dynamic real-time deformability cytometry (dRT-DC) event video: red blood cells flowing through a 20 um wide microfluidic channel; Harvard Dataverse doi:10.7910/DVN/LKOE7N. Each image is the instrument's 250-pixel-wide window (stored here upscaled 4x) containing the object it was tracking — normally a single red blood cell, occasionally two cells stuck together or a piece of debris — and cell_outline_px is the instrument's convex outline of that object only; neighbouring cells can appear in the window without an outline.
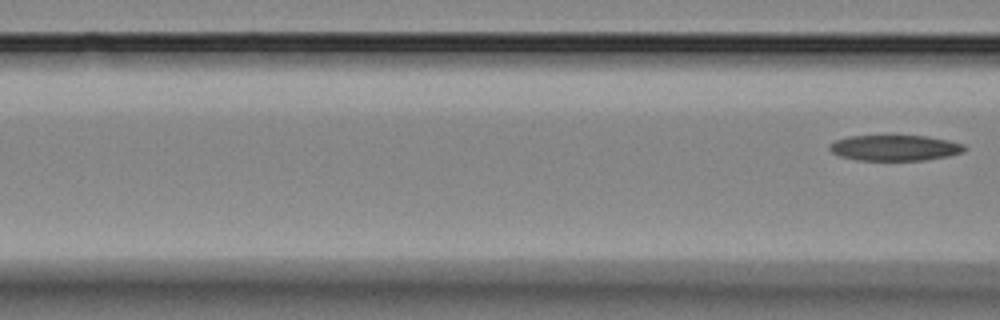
{"species": "Egyptian fruit bat (a non-hibernating species)", "species_latin": "Rousettus aegyptiacus", "temperature_condition": "room temperature", "stored_images_in_passage": 5, "segment_of_instrument_passage": [2, 2], "camera_frame_rate_fps": 3000, "um_per_image_px": 0.085, "animal": {"sex": "female"}, "frame": {"image": 1, "passage_image": 5, "time_ms": 6.0, "image_size_px": [1000, 320], "cell_outline_px": [[968, 148], [964, 152], [948, 156], [924, 160], [856, 160], [840, 156], [832, 152], [828, 148], [828, 144], [836, 140], [848, 136], [928, 136], [948, 140], [964, 144]], "centroid_in_image_um": [76.07, 12.57], "position_along_channel_um": 90.5, "area_um2": 20.29}}